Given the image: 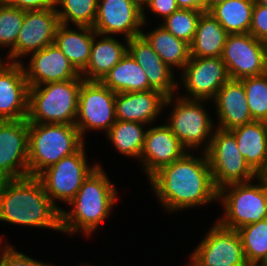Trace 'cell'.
I'll use <instances>...</instances> for the list:
<instances>
[{"mask_svg": "<svg viewBox=\"0 0 267 266\" xmlns=\"http://www.w3.org/2000/svg\"><path fill=\"white\" fill-rule=\"evenodd\" d=\"M200 156V157H199ZM156 200L167 213L208 206L218 202L206 152L183 157L160 168L148 179Z\"/></svg>", "mask_w": 267, "mask_h": 266, "instance_id": "obj_1", "label": "cell"}, {"mask_svg": "<svg viewBox=\"0 0 267 266\" xmlns=\"http://www.w3.org/2000/svg\"><path fill=\"white\" fill-rule=\"evenodd\" d=\"M0 221L62 232L61 211L34 176L0 181Z\"/></svg>", "mask_w": 267, "mask_h": 266, "instance_id": "obj_2", "label": "cell"}, {"mask_svg": "<svg viewBox=\"0 0 267 266\" xmlns=\"http://www.w3.org/2000/svg\"><path fill=\"white\" fill-rule=\"evenodd\" d=\"M101 163L84 180L75 197L61 210V233L92 237L101 223L110 217L118 202V190Z\"/></svg>", "mask_w": 267, "mask_h": 266, "instance_id": "obj_3", "label": "cell"}, {"mask_svg": "<svg viewBox=\"0 0 267 266\" xmlns=\"http://www.w3.org/2000/svg\"><path fill=\"white\" fill-rule=\"evenodd\" d=\"M86 141L75 125L29 123V176L37 177L43 170L63 157L77 152Z\"/></svg>", "mask_w": 267, "mask_h": 266, "instance_id": "obj_4", "label": "cell"}, {"mask_svg": "<svg viewBox=\"0 0 267 266\" xmlns=\"http://www.w3.org/2000/svg\"><path fill=\"white\" fill-rule=\"evenodd\" d=\"M83 81L80 76L29 87L28 123L75 125Z\"/></svg>", "mask_w": 267, "mask_h": 266, "instance_id": "obj_5", "label": "cell"}, {"mask_svg": "<svg viewBox=\"0 0 267 266\" xmlns=\"http://www.w3.org/2000/svg\"><path fill=\"white\" fill-rule=\"evenodd\" d=\"M208 102L187 99L178 94L166 98L164 108L171 106L172 111L169 112L165 123L188 152H206L210 147L216 125L211 113H208Z\"/></svg>", "mask_w": 267, "mask_h": 266, "instance_id": "obj_6", "label": "cell"}, {"mask_svg": "<svg viewBox=\"0 0 267 266\" xmlns=\"http://www.w3.org/2000/svg\"><path fill=\"white\" fill-rule=\"evenodd\" d=\"M218 203L223 213L217 222L229 229L238 230L267 219V176L222 187L218 190Z\"/></svg>", "mask_w": 267, "mask_h": 266, "instance_id": "obj_7", "label": "cell"}, {"mask_svg": "<svg viewBox=\"0 0 267 266\" xmlns=\"http://www.w3.org/2000/svg\"><path fill=\"white\" fill-rule=\"evenodd\" d=\"M85 144L74 154L63 157L59 162L43 170L37 178L50 198L61 211L58 202L68 204L79 191L84 180L99 165L88 163ZM58 201V202H57Z\"/></svg>", "mask_w": 267, "mask_h": 266, "instance_id": "obj_8", "label": "cell"}, {"mask_svg": "<svg viewBox=\"0 0 267 266\" xmlns=\"http://www.w3.org/2000/svg\"><path fill=\"white\" fill-rule=\"evenodd\" d=\"M206 155L218 190L229 184L255 180L259 176L242 157L230 130L215 128Z\"/></svg>", "mask_w": 267, "mask_h": 266, "instance_id": "obj_9", "label": "cell"}, {"mask_svg": "<svg viewBox=\"0 0 267 266\" xmlns=\"http://www.w3.org/2000/svg\"><path fill=\"white\" fill-rule=\"evenodd\" d=\"M115 98L116 93L101 81L82 82L75 126L84 140L88 132L106 133L116 122Z\"/></svg>", "mask_w": 267, "mask_h": 266, "instance_id": "obj_10", "label": "cell"}, {"mask_svg": "<svg viewBox=\"0 0 267 266\" xmlns=\"http://www.w3.org/2000/svg\"><path fill=\"white\" fill-rule=\"evenodd\" d=\"M189 255L195 266H248L238 232L217 221Z\"/></svg>", "mask_w": 267, "mask_h": 266, "instance_id": "obj_11", "label": "cell"}, {"mask_svg": "<svg viewBox=\"0 0 267 266\" xmlns=\"http://www.w3.org/2000/svg\"><path fill=\"white\" fill-rule=\"evenodd\" d=\"M178 75V95L187 99L207 100L210 103L218 90L230 79L222 57H190ZM179 89L185 90L186 94H179Z\"/></svg>", "mask_w": 267, "mask_h": 266, "instance_id": "obj_12", "label": "cell"}, {"mask_svg": "<svg viewBox=\"0 0 267 266\" xmlns=\"http://www.w3.org/2000/svg\"><path fill=\"white\" fill-rule=\"evenodd\" d=\"M221 57L230 79L241 80L267 72V44L250 33L229 34Z\"/></svg>", "mask_w": 267, "mask_h": 266, "instance_id": "obj_13", "label": "cell"}, {"mask_svg": "<svg viewBox=\"0 0 267 266\" xmlns=\"http://www.w3.org/2000/svg\"><path fill=\"white\" fill-rule=\"evenodd\" d=\"M59 24L55 8L24 11V21L15 47L5 55L8 62L22 63L31 53L54 44Z\"/></svg>", "mask_w": 267, "mask_h": 266, "instance_id": "obj_14", "label": "cell"}, {"mask_svg": "<svg viewBox=\"0 0 267 266\" xmlns=\"http://www.w3.org/2000/svg\"><path fill=\"white\" fill-rule=\"evenodd\" d=\"M27 119L0 121V181L29 176Z\"/></svg>", "mask_w": 267, "mask_h": 266, "instance_id": "obj_15", "label": "cell"}, {"mask_svg": "<svg viewBox=\"0 0 267 266\" xmlns=\"http://www.w3.org/2000/svg\"><path fill=\"white\" fill-rule=\"evenodd\" d=\"M143 9L131 0H98L93 29L106 36H124V39L141 35ZM116 34V35H115Z\"/></svg>", "mask_w": 267, "mask_h": 266, "instance_id": "obj_16", "label": "cell"}, {"mask_svg": "<svg viewBox=\"0 0 267 266\" xmlns=\"http://www.w3.org/2000/svg\"><path fill=\"white\" fill-rule=\"evenodd\" d=\"M154 125L155 123L146 131L139 160L147 179L160 168L180 159L188 152L166 123Z\"/></svg>", "mask_w": 267, "mask_h": 266, "instance_id": "obj_17", "label": "cell"}, {"mask_svg": "<svg viewBox=\"0 0 267 266\" xmlns=\"http://www.w3.org/2000/svg\"><path fill=\"white\" fill-rule=\"evenodd\" d=\"M28 59L27 64L25 61L22 64L29 87L68 81L81 76L55 44L31 53Z\"/></svg>", "mask_w": 267, "mask_h": 266, "instance_id": "obj_18", "label": "cell"}, {"mask_svg": "<svg viewBox=\"0 0 267 266\" xmlns=\"http://www.w3.org/2000/svg\"><path fill=\"white\" fill-rule=\"evenodd\" d=\"M28 100L23 64L7 62L0 70V121L27 119Z\"/></svg>", "mask_w": 267, "mask_h": 266, "instance_id": "obj_19", "label": "cell"}, {"mask_svg": "<svg viewBox=\"0 0 267 266\" xmlns=\"http://www.w3.org/2000/svg\"><path fill=\"white\" fill-rule=\"evenodd\" d=\"M128 52L142 67L153 89L167 97L178 93L175 72L162 61L142 34L128 40Z\"/></svg>", "mask_w": 267, "mask_h": 266, "instance_id": "obj_20", "label": "cell"}, {"mask_svg": "<svg viewBox=\"0 0 267 266\" xmlns=\"http://www.w3.org/2000/svg\"><path fill=\"white\" fill-rule=\"evenodd\" d=\"M166 98L165 94L155 89L116 93V119L153 125L165 111Z\"/></svg>", "mask_w": 267, "mask_h": 266, "instance_id": "obj_21", "label": "cell"}, {"mask_svg": "<svg viewBox=\"0 0 267 266\" xmlns=\"http://www.w3.org/2000/svg\"><path fill=\"white\" fill-rule=\"evenodd\" d=\"M215 106L217 116L216 127L231 130L254 121L250 114L243 82L229 79L217 92L211 101Z\"/></svg>", "mask_w": 267, "mask_h": 266, "instance_id": "obj_22", "label": "cell"}, {"mask_svg": "<svg viewBox=\"0 0 267 266\" xmlns=\"http://www.w3.org/2000/svg\"><path fill=\"white\" fill-rule=\"evenodd\" d=\"M127 52L128 39L122 43L115 36L96 33L88 64L81 73V77L86 81H102Z\"/></svg>", "mask_w": 267, "mask_h": 266, "instance_id": "obj_23", "label": "cell"}, {"mask_svg": "<svg viewBox=\"0 0 267 266\" xmlns=\"http://www.w3.org/2000/svg\"><path fill=\"white\" fill-rule=\"evenodd\" d=\"M230 131L249 166L259 176H267V122L254 120Z\"/></svg>", "mask_w": 267, "mask_h": 266, "instance_id": "obj_24", "label": "cell"}, {"mask_svg": "<svg viewBox=\"0 0 267 266\" xmlns=\"http://www.w3.org/2000/svg\"><path fill=\"white\" fill-rule=\"evenodd\" d=\"M96 32L93 27L59 24L54 44L81 74L89 61L92 42Z\"/></svg>", "mask_w": 267, "mask_h": 266, "instance_id": "obj_25", "label": "cell"}, {"mask_svg": "<svg viewBox=\"0 0 267 266\" xmlns=\"http://www.w3.org/2000/svg\"><path fill=\"white\" fill-rule=\"evenodd\" d=\"M228 35L209 12H204L190 44V57H221Z\"/></svg>", "mask_w": 267, "mask_h": 266, "instance_id": "obj_26", "label": "cell"}, {"mask_svg": "<svg viewBox=\"0 0 267 266\" xmlns=\"http://www.w3.org/2000/svg\"><path fill=\"white\" fill-rule=\"evenodd\" d=\"M160 23L153 30L142 31L141 34L151 44L153 50L164 63L174 72L177 69L182 71L190 59V45L184 40L176 38Z\"/></svg>", "mask_w": 267, "mask_h": 266, "instance_id": "obj_27", "label": "cell"}, {"mask_svg": "<svg viewBox=\"0 0 267 266\" xmlns=\"http://www.w3.org/2000/svg\"><path fill=\"white\" fill-rule=\"evenodd\" d=\"M115 93L152 90L146 73L129 52L108 72L101 81Z\"/></svg>", "mask_w": 267, "mask_h": 266, "instance_id": "obj_28", "label": "cell"}, {"mask_svg": "<svg viewBox=\"0 0 267 266\" xmlns=\"http://www.w3.org/2000/svg\"><path fill=\"white\" fill-rule=\"evenodd\" d=\"M148 124L133 121H120L112 125V127L104 133L106 139L110 141L121 155L129 158L140 160L142 149L144 146L146 131ZM147 127V128H146Z\"/></svg>", "mask_w": 267, "mask_h": 266, "instance_id": "obj_29", "label": "cell"}, {"mask_svg": "<svg viewBox=\"0 0 267 266\" xmlns=\"http://www.w3.org/2000/svg\"><path fill=\"white\" fill-rule=\"evenodd\" d=\"M255 0H226L208 12L228 34L249 33Z\"/></svg>", "mask_w": 267, "mask_h": 266, "instance_id": "obj_30", "label": "cell"}, {"mask_svg": "<svg viewBox=\"0 0 267 266\" xmlns=\"http://www.w3.org/2000/svg\"><path fill=\"white\" fill-rule=\"evenodd\" d=\"M246 262L249 265L267 263V219L246 225L238 230Z\"/></svg>", "mask_w": 267, "mask_h": 266, "instance_id": "obj_31", "label": "cell"}, {"mask_svg": "<svg viewBox=\"0 0 267 266\" xmlns=\"http://www.w3.org/2000/svg\"><path fill=\"white\" fill-rule=\"evenodd\" d=\"M97 6L98 0H56L55 9L61 24L93 27Z\"/></svg>", "mask_w": 267, "mask_h": 266, "instance_id": "obj_32", "label": "cell"}, {"mask_svg": "<svg viewBox=\"0 0 267 266\" xmlns=\"http://www.w3.org/2000/svg\"><path fill=\"white\" fill-rule=\"evenodd\" d=\"M241 81L252 119L267 122V72L241 79Z\"/></svg>", "mask_w": 267, "mask_h": 266, "instance_id": "obj_33", "label": "cell"}, {"mask_svg": "<svg viewBox=\"0 0 267 266\" xmlns=\"http://www.w3.org/2000/svg\"><path fill=\"white\" fill-rule=\"evenodd\" d=\"M203 13L200 10L178 9L166 17L160 25L176 38L184 40L190 45L194 39L200 16Z\"/></svg>", "mask_w": 267, "mask_h": 266, "instance_id": "obj_34", "label": "cell"}, {"mask_svg": "<svg viewBox=\"0 0 267 266\" xmlns=\"http://www.w3.org/2000/svg\"><path fill=\"white\" fill-rule=\"evenodd\" d=\"M24 21V11L0 0V48L10 52L16 44ZM1 52V51H0Z\"/></svg>", "mask_w": 267, "mask_h": 266, "instance_id": "obj_35", "label": "cell"}, {"mask_svg": "<svg viewBox=\"0 0 267 266\" xmlns=\"http://www.w3.org/2000/svg\"><path fill=\"white\" fill-rule=\"evenodd\" d=\"M2 236L3 234L0 235V266H53L51 263L36 260L18 251L7 240L4 243Z\"/></svg>", "mask_w": 267, "mask_h": 266, "instance_id": "obj_36", "label": "cell"}, {"mask_svg": "<svg viewBox=\"0 0 267 266\" xmlns=\"http://www.w3.org/2000/svg\"><path fill=\"white\" fill-rule=\"evenodd\" d=\"M249 33L267 44V7L260 5L256 0Z\"/></svg>", "mask_w": 267, "mask_h": 266, "instance_id": "obj_37", "label": "cell"}, {"mask_svg": "<svg viewBox=\"0 0 267 266\" xmlns=\"http://www.w3.org/2000/svg\"><path fill=\"white\" fill-rule=\"evenodd\" d=\"M178 9L179 8L177 6L176 0H148L147 5L143 8V26H146L148 24L147 22L149 20L147 18V13L149 11L152 13V15L160 17V21H162Z\"/></svg>", "mask_w": 267, "mask_h": 266, "instance_id": "obj_38", "label": "cell"}, {"mask_svg": "<svg viewBox=\"0 0 267 266\" xmlns=\"http://www.w3.org/2000/svg\"><path fill=\"white\" fill-rule=\"evenodd\" d=\"M5 4L17 7L23 11L44 10L56 8V0H1Z\"/></svg>", "mask_w": 267, "mask_h": 266, "instance_id": "obj_39", "label": "cell"}, {"mask_svg": "<svg viewBox=\"0 0 267 266\" xmlns=\"http://www.w3.org/2000/svg\"><path fill=\"white\" fill-rule=\"evenodd\" d=\"M179 9L207 12V0H176Z\"/></svg>", "mask_w": 267, "mask_h": 266, "instance_id": "obj_40", "label": "cell"}, {"mask_svg": "<svg viewBox=\"0 0 267 266\" xmlns=\"http://www.w3.org/2000/svg\"><path fill=\"white\" fill-rule=\"evenodd\" d=\"M226 0H207V12L215 5L225 2Z\"/></svg>", "mask_w": 267, "mask_h": 266, "instance_id": "obj_41", "label": "cell"}, {"mask_svg": "<svg viewBox=\"0 0 267 266\" xmlns=\"http://www.w3.org/2000/svg\"><path fill=\"white\" fill-rule=\"evenodd\" d=\"M7 62H8L7 57H6V56L3 57V55L1 54V55H0V70H1V68H2Z\"/></svg>", "mask_w": 267, "mask_h": 266, "instance_id": "obj_42", "label": "cell"}, {"mask_svg": "<svg viewBox=\"0 0 267 266\" xmlns=\"http://www.w3.org/2000/svg\"><path fill=\"white\" fill-rule=\"evenodd\" d=\"M131 1H133L135 4H137L142 9L145 7V0H131Z\"/></svg>", "mask_w": 267, "mask_h": 266, "instance_id": "obj_43", "label": "cell"}, {"mask_svg": "<svg viewBox=\"0 0 267 266\" xmlns=\"http://www.w3.org/2000/svg\"><path fill=\"white\" fill-rule=\"evenodd\" d=\"M260 5L267 7V0H256Z\"/></svg>", "mask_w": 267, "mask_h": 266, "instance_id": "obj_44", "label": "cell"}, {"mask_svg": "<svg viewBox=\"0 0 267 266\" xmlns=\"http://www.w3.org/2000/svg\"><path fill=\"white\" fill-rule=\"evenodd\" d=\"M184 266H195L190 260L188 261V264L184 265Z\"/></svg>", "mask_w": 267, "mask_h": 266, "instance_id": "obj_45", "label": "cell"}, {"mask_svg": "<svg viewBox=\"0 0 267 266\" xmlns=\"http://www.w3.org/2000/svg\"><path fill=\"white\" fill-rule=\"evenodd\" d=\"M85 263H82V266H94V265H88L87 263L84 265Z\"/></svg>", "mask_w": 267, "mask_h": 266, "instance_id": "obj_46", "label": "cell"}, {"mask_svg": "<svg viewBox=\"0 0 267 266\" xmlns=\"http://www.w3.org/2000/svg\"><path fill=\"white\" fill-rule=\"evenodd\" d=\"M248 266H265V265H248Z\"/></svg>", "mask_w": 267, "mask_h": 266, "instance_id": "obj_47", "label": "cell"}]
</instances>
